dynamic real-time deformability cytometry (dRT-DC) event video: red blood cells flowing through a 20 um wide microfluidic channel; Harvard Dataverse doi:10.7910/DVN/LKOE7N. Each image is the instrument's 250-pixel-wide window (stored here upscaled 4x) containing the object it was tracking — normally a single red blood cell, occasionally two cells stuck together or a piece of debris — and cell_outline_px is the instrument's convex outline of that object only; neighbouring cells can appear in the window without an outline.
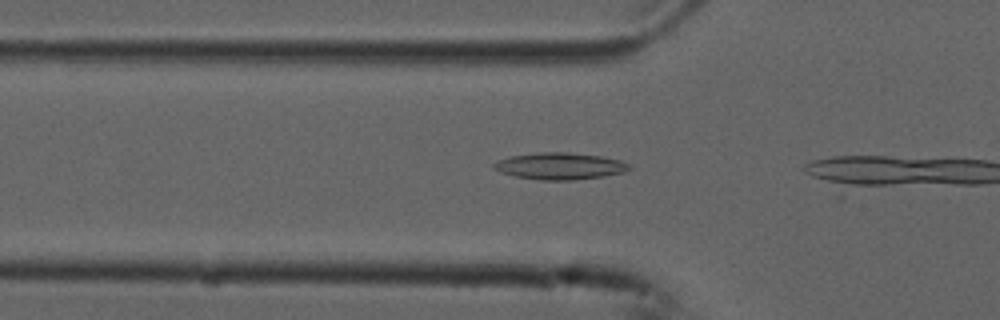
{"species": "common noctule bat (a hibernating species)", "species_latin": "Nyctalus noctula", "temperature_condition": "cold", "stored_images_in_passage": 5, "segment_of_instrument_passage": [2, 2], "camera_frame_rate_fps": 3000, "um_per_image_px": 0.085, "animal": {"sex": "male", "forearm_length_mm": 52.5}, "frame": {"image": 1, "passage_image": 5, "time_ms": 1.333, "image_size_px": [1000, 320], "cell_outline_px": [[632, 168], [624, 172], [604, 176], [572, 180], [540, 180], [516, 176], [500, 172], [492, 168], [492, 164], [500, 160], [512, 156], [540, 152], [568, 152], [600, 156], [620, 160], [632, 164]], "centroid_in_image_um": [47.62, 14.12], "position_along_channel_um": 78.2, "area_um2": 21.1}}